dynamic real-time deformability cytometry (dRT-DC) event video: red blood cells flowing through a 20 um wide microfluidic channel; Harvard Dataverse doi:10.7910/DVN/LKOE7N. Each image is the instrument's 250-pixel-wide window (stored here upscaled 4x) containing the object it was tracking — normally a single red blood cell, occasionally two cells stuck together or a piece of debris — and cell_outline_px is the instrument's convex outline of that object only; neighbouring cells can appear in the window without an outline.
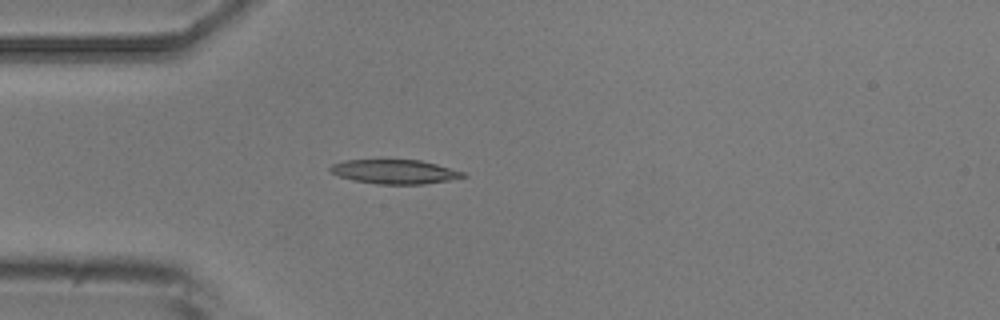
{"species": "common noctule bat (a hibernating species)", "species_latin": "Nyctalus noctula", "temperature_condition": "room temperature", "stored_images_in_passage": 4, "camera_frame_rate_fps": 3000, "um_per_image_px": 0.085, "animal": {"sex": "male", "body_mass_g": 20.5, "forearm_length_mm": 52.5}, "frame": {"image": 1, "passage_image": 4, "time_ms": 3.333, "image_size_px": [1000, 320], "cell_outline_px": [[468, 176], [448, 180], [424, 184], [376, 184], [352, 180], [340, 176], [332, 172], [328, 168], [332, 164], [344, 160], [420, 160], [436, 164], [464, 172]], "centroid_in_image_um": [33.54, 14.6], "position_along_channel_um": 51.5, "area_um2": 18.61}}